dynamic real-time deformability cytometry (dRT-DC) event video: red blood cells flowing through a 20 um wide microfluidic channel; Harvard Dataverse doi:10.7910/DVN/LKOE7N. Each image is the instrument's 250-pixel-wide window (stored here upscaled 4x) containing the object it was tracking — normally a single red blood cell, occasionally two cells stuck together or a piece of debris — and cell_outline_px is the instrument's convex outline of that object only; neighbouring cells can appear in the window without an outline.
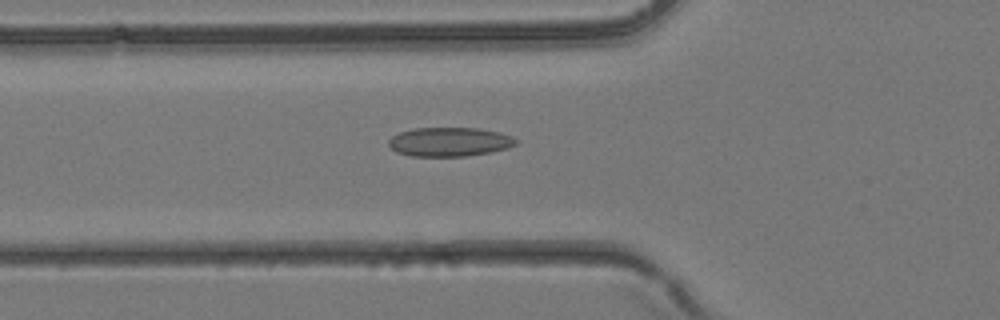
{"species": "common noctule bat (a hibernating species)", "species_latin": "Nyctalus noctula", "temperature_condition": "room temperature", "stored_images_in_passage": 36, "camera_frame_rate_fps": 3000, "um_per_image_px": 0.085, "animal": {"sex": "female", "body_mass_g": 24.6, "forearm_length_mm": 56.2}, "frame": {"image": 1, "passage_image": 15, "time_ms": 4.667, "image_size_px": [1000, 320], "cell_outline_px": [[516, 144], [508, 148], [492, 152], [464, 156], [412, 156], [396, 152], [388, 144], [388, 140], [392, 136], [400, 132], [412, 128], [476, 128], [500, 132], [512, 136], [516, 140]], "centroid_in_image_um": [38.2, 12.05], "position_along_channel_um": 87.6, "area_um2": 21.56}}
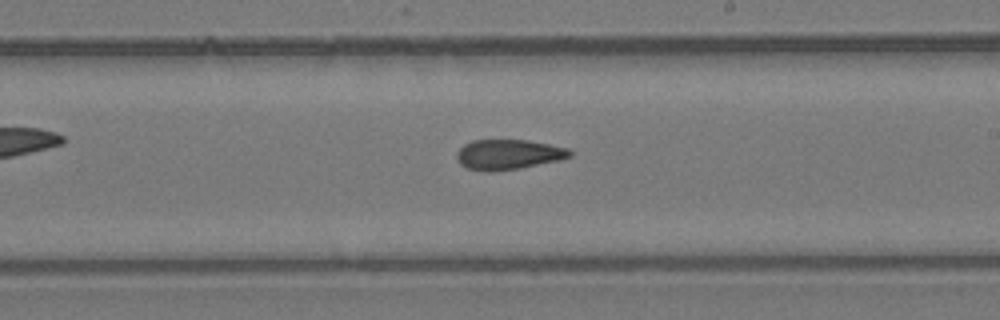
{"frame": {"image": 2, "passage_image": 24, "time_ms": 7.667, "image_size_px": [1000, 320], "cell_outline_px": [[572, 156], [560, 160], [520, 168], [492, 172], [488, 172], [468, 168], [460, 164], [456, 160], [456, 152], [464, 144], [472, 140], [528, 140], [568, 148], [572, 152]], "centroid_in_image_um": [43.19, 13.13], "position_along_channel_um": 245.8, "area_um2": 19.94}}
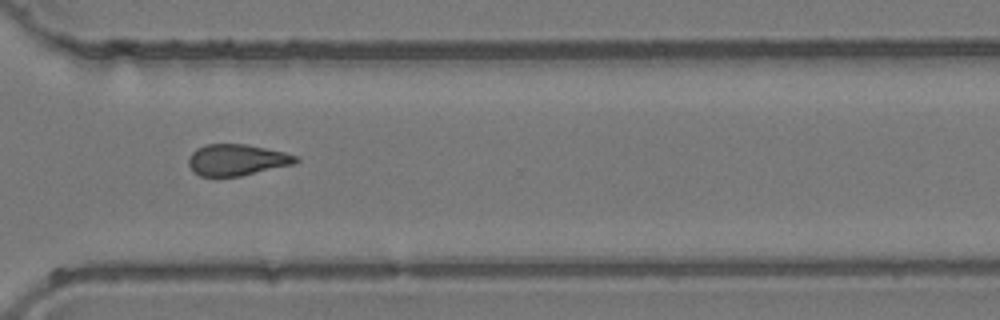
{"frame": {"image": 3, "passage_image": 30, "time_ms": 9.667, "image_size_px": [1000, 320], "cell_outline_px": [[300, 160], [296, 164], [240, 176], [200, 176], [192, 172], [188, 164], [188, 156], [196, 148], [204, 144], [244, 144], [284, 152], [300, 156]], "centroid_in_image_um": [20.13, 13.59], "position_along_channel_um": 350.5, "area_um2": 19.83}}